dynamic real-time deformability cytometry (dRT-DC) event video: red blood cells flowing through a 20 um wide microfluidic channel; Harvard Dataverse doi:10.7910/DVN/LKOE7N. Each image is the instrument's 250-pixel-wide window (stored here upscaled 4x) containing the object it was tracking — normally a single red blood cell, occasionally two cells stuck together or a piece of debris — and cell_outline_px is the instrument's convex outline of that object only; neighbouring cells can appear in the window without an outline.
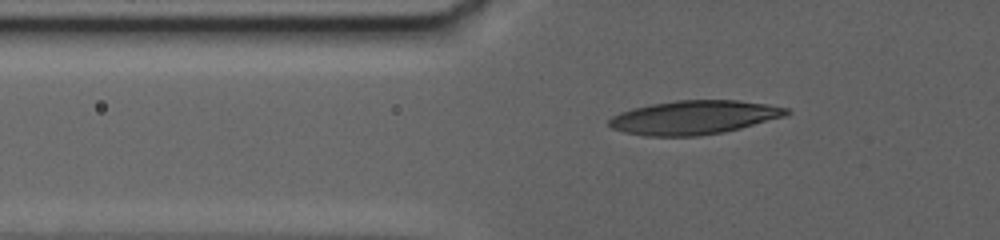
{"species": "human", "species_latin": "Homo sapiens", "temperature_condition": "warm", "stored_images_in_passage": 50, "camera_frame_rate_fps": 3000, "um_per_image_px": 0.085, "donor": {"sex": "female"}, "frame": {"image": 1, "passage_image": 2, "time_ms": 0.333, "image_size_px": [1000, 240], "cell_outline_px": [[792, 112], [784, 116], [740, 128], [724, 132], [700, 136], [644, 136], [624, 132], [612, 128], [608, 124], [608, 120], [612, 116], [620, 112], [632, 108], [652, 104], [676, 100], [740, 100], [768, 104], [788, 108]], "centroid_in_image_um": [58.98, 9.98], "position_along_channel_um": 66.8, "area_um2": 35.03}}
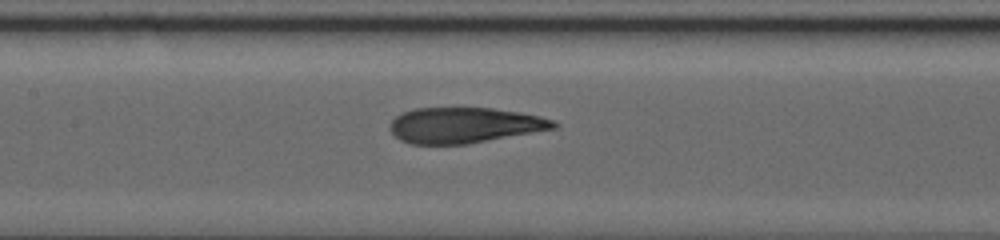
{"frame": {"image": 2, "passage_image": 22, "time_ms": 4.667, "image_size_px": [1000, 240], "cell_outline_px": [[560, 124], [556, 128], [468, 144], [412, 144], [400, 140], [392, 132], [392, 120], [396, 116], [412, 108], [492, 108], [520, 112], [540, 116], [556, 120]], "centroid_in_image_um": [39.53, 10.64], "position_along_channel_um": 167.9, "area_um2": 33.87}}
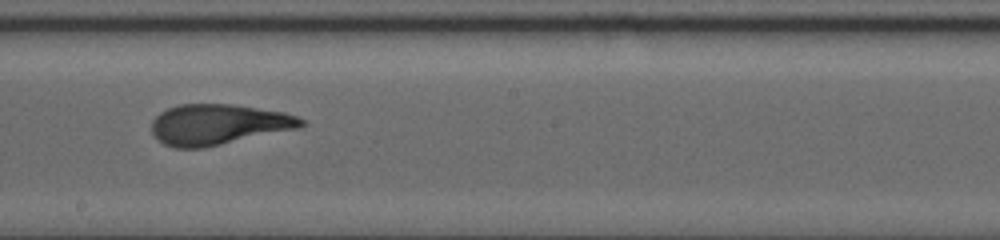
{"frame": {"image": 3, "passage_image": 39, "time_ms": 7.0, "image_size_px": [1000, 240], "cell_outline_px": [[308, 124], [300, 128], [200, 148], [176, 148], [164, 144], [152, 132], [152, 120], [160, 112], [168, 108], [180, 104], [232, 104], [284, 112], [296, 116], [304, 120]], "centroid_in_image_um": [18.57, 10.57], "position_along_channel_um": 229.6, "area_um2": 35.14}}